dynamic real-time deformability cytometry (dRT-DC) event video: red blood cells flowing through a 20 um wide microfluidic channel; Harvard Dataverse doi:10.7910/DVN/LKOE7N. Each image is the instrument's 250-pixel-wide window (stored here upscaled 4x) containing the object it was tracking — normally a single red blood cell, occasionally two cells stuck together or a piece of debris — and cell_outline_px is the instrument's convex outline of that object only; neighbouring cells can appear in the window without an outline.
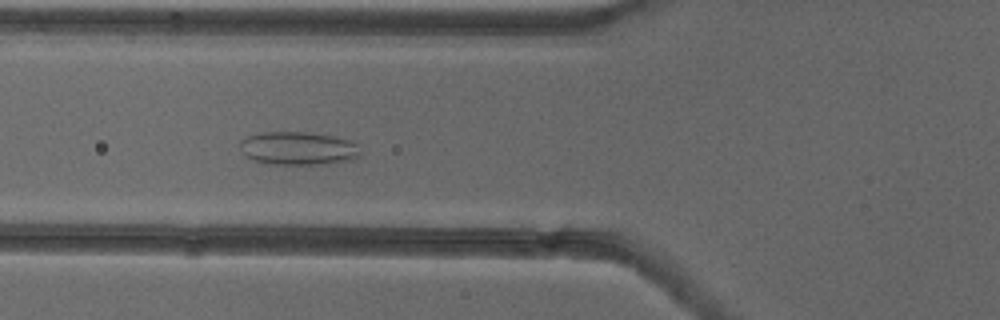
{"species": "common noctule bat (a hibernating species)", "species_latin": "Nyctalus noctula", "temperature_condition": "cold", "stored_images_in_passage": 36, "camera_frame_rate_fps": 3000, "um_per_image_px": 0.085, "animal": {"sex": "female"}, "frame": {"image": 1, "passage_image": 3, "time_ms": 0.667, "image_size_px": [1000, 320], "cell_outline_px": [[360, 156], [352, 160], [320, 164], [272, 164], [256, 160], [244, 156], [240, 148], [240, 140], [248, 136], [260, 132], [308, 132], [336, 136], [352, 140], [356, 144], [360, 152]], "centroid_in_image_um": [25.36, 12.59], "position_along_channel_um": 100.4, "area_um2": 23.47}}
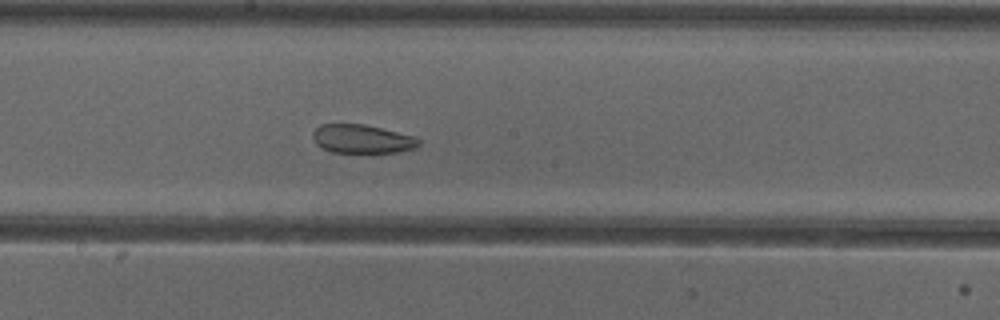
{"frame": {"image": 2, "passage_image": 12, "time_ms": 3.667, "image_size_px": [1000, 320], "cell_outline_px": [[420, 144], [416, 148], [396, 152], [332, 152], [316, 144], [312, 136], [312, 132], [320, 124], [364, 124], [416, 136], [420, 140]], "centroid_in_image_um": [30.79, 11.8], "position_along_channel_um": 217.4, "area_um2": 17.69}}
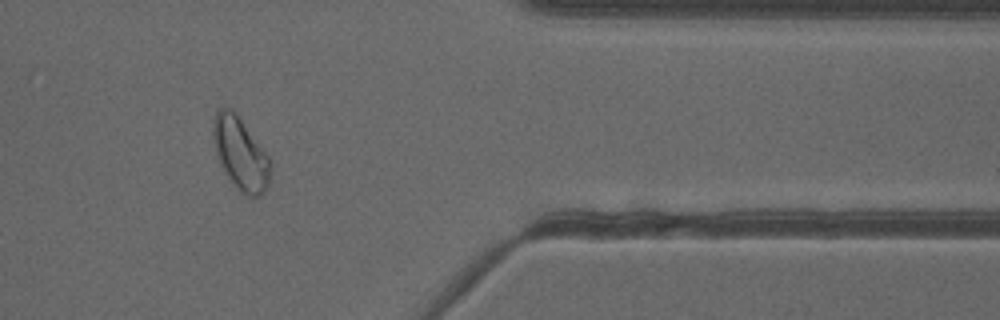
{"frame": {"image": 3, "passage_image": 27, "time_ms": 8.667, "image_size_px": [1000, 320], "cell_outline_px": [[272, 168], [268, 184], [264, 192], [260, 196], [248, 196], [240, 192], [236, 188], [224, 172], [216, 152], [212, 136], [212, 132], [216, 108], [228, 108], [240, 120], [268, 156]], "centroid_in_image_um": [20.43, 13.11], "position_along_channel_um": 391.0, "area_um2": 23.64}}